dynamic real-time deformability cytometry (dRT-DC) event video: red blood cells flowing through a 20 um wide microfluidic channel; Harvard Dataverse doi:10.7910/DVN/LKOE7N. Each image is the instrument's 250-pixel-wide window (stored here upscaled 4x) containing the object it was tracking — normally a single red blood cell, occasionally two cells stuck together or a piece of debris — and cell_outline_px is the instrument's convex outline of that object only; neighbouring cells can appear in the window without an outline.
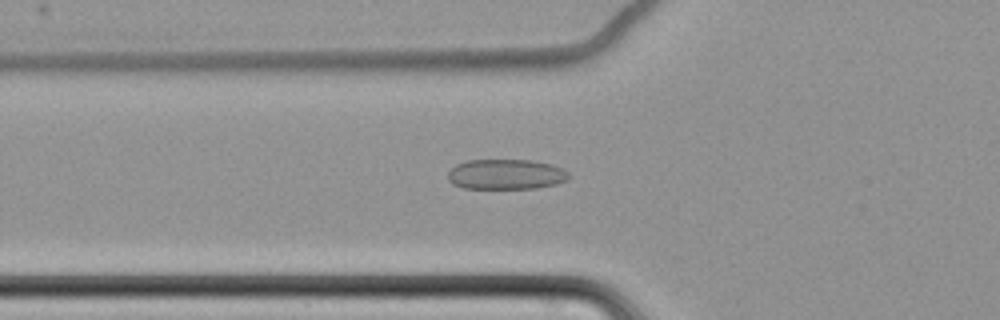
{"species": "common noctule bat (a hibernating species)", "species_latin": "Nyctalus noctula", "temperature_condition": "cold", "stored_images_in_passage": 46, "camera_frame_rate_fps": 3000, "um_per_image_px": 0.085, "animal": {"sex": "female", "body_mass_g": 22.7, "forearm_length_mm": 54.2}, "frame": {"image": 1, "passage_image": 8, "time_ms": 2.333, "image_size_px": [1000, 320], "cell_outline_px": [[568, 180], [556, 184], [536, 188], [464, 188], [452, 184], [448, 180], [448, 172], [456, 164], [468, 160], [532, 160], [552, 164], [564, 168], [568, 172]], "centroid_in_image_um": [43.02, 14.81], "position_along_channel_um": 82.8, "area_um2": 21.39}}
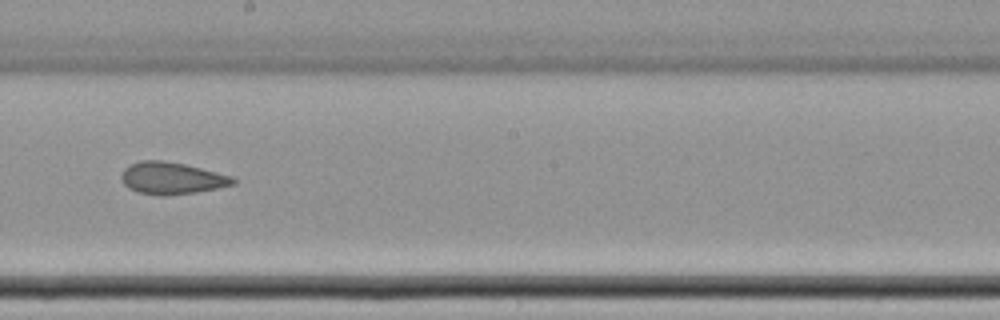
{"frame": {"image": 2, "passage_image": 21, "time_ms": 6.667, "image_size_px": [1000, 320], "cell_outline_px": [[236, 184], [220, 188], [196, 192], [164, 196], [160, 196], [136, 192], [128, 188], [124, 184], [120, 176], [124, 168], [128, 164], [140, 160], [164, 160], [184, 164], [232, 176], [236, 180]], "centroid_in_image_um": [14.57, 15.15], "position_along_channel_um": 233.6, "area_um2": 21.1}}
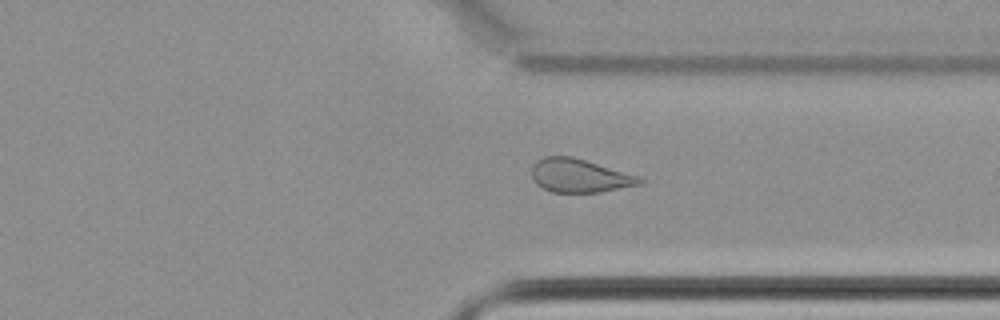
{"frame": {"image": 3, "passage_image": 32, "time_ms": 10.333, "image_size_px": [1000, 320], "cell_outline_px": [[644, 180], [640, 184], [596, 192], [552, 192], [536, 184], [532, 176], [532, 164], [536, 160], [544, 156], [572, 156], [636, 176]], "centroid_in_image_um": [49.17, 14.92], "position_along_channel_um": 362.2, "area_um2": 20.58}, "authors_computed_cell_mechanics": {"area_um2": 21.6461, "velocity_mm_per_s": 3.4827, "shape_relaxation_time_tau1_ms": null, "shape_relaxation_time_tau2_ms": 3.9721, "deformation_change_tau1": null, "deformation_change_tau2": 0.1061}}